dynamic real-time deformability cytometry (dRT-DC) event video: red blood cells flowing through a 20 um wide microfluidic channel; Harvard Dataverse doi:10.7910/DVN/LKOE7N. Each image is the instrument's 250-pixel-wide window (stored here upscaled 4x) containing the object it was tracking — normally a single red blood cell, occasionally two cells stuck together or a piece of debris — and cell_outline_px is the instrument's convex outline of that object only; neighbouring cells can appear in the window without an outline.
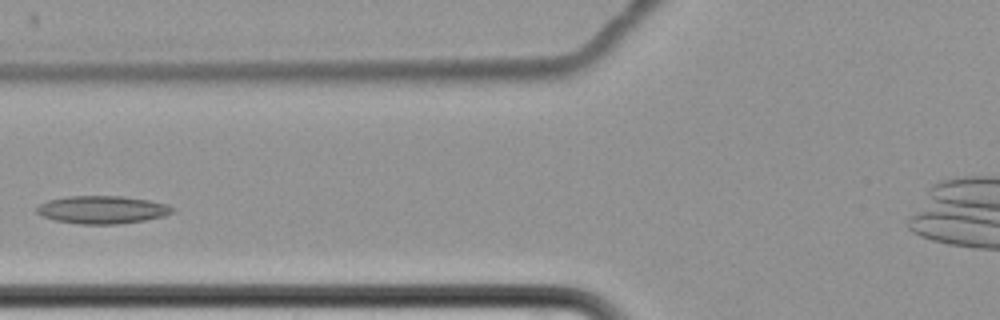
{"species": "common noctule bat (a hibernating species)", "species_latin": "Nyctalus noctula", "temperature_condition": "cold", "stored_images_in_passage": 3, "camera_frame_rate_fps": 3000, "um_per_image_px": 0.085, "animal": {"sex": "female", "body_mass_g": 22.7, "forearm_length_mm": 54.2}, "frame": {"image": 1, "passage_image": 3, "time_ms": 2.333, "image_size_px": [1000, 320], "cell_outline_px": [[176, 212], [164, 216], [144, 220], [116, 224], [80, 224], [56, 220], [44, 216], [36, 212], [36, 208], [40, 204], [48, 200], [64, 196], [124, 196], [148, 200], [168, 204], [176, 208]], "centroid_in_image_um": [8.74, 17.81], "position_along_channel_um": 117.1, "area_um2": 22.08}}